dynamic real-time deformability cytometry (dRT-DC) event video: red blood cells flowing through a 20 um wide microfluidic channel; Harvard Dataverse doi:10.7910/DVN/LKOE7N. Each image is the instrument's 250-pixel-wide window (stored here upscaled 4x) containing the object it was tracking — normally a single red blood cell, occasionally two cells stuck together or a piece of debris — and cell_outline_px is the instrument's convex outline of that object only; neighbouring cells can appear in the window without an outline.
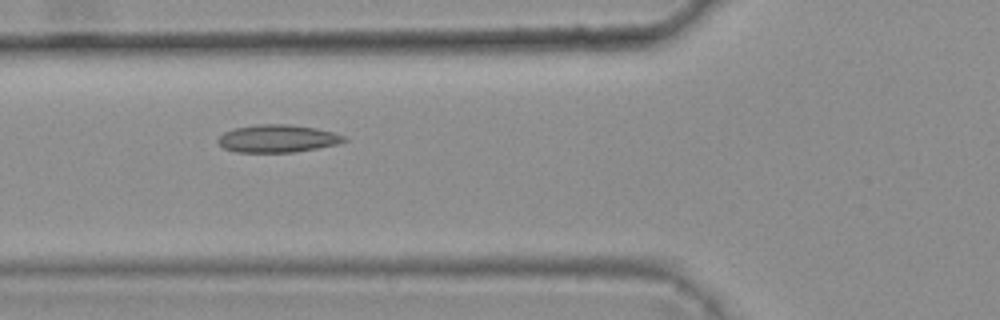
{"species": "common noctule bat (a hibernating species)", "species_latin": "Nyctalus noctula", "temperature_condition": "warm", "stored_images_in_passage": 23, "camera_frame_rate_fps": 3000, "um_per_image_px": 0.085, "animal": {"sex": "female", "body_mass_g": 25.1}, "frame": {"image": 1, "passage_image": 4, "time_ms": 1.0, "image_size_px": [1000, 320], "cell_outline_px": [[348, 140], [336, 144], [316, 148], [292, 152], [236, 152], [224, 148], [216, 140], [224, 132], [236, 128], [256, 124], [288, 124], [316, 128], [332, 132], [344, 136]], "centroid_in_image_um": [23.57, 11.77], "position_along_channel_um": 102.2, "area_um2": 20.11}}
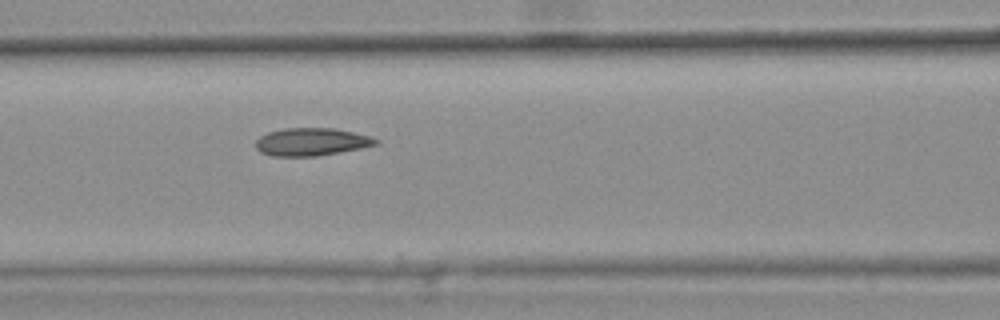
{"frame": {"image": 2, "passage_image": 7, "time_ms": 2.0, "image_size_px": [1000, 320], "cell_outline_px": [[380, 144], [360, 148], [316, 156], [272, 156], [260, 152], [256, 148], [256, 140], [260, 136], [268, 132], [284, 128], [332, 128], [352, 132], [368, 136], [380, 140]], "centroid_in_image_um": [26.45, 12.06], "position_along_channel_um": 140.1, "area_um2": 19.31}}